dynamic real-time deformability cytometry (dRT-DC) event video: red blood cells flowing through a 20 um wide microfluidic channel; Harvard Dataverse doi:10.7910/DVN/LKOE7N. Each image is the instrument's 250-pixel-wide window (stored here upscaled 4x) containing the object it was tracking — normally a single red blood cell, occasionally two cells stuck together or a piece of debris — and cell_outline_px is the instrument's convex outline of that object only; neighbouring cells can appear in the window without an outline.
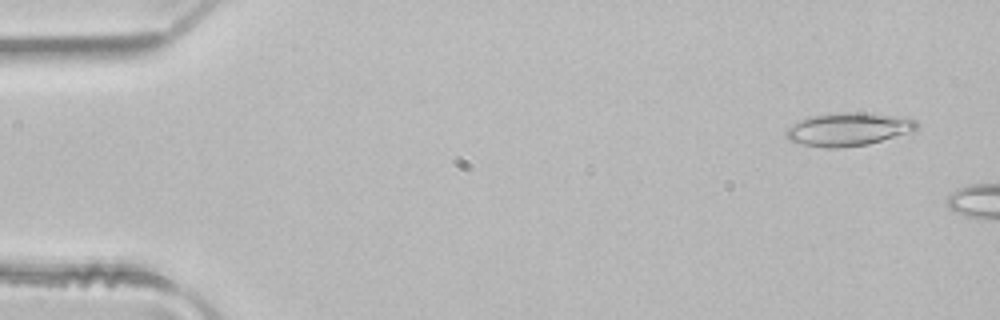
{"species": "common noctule bat (a hibernating species)", "species_latin": "Nyctalus noctula", "temperature_condition": "room temperature", "stored_images_in_passage": 2, "camera_frame_rate_fps": 3000, "um_per_image_px": 0.085, "animal": {"sex": "male", "body_mass_g": 21.5, "forearm_length_mm": 52.0}, "frame": {"image": 1, "passage_image": 1, "time_ms": 0.0, "image_size_px": [1000, 320], "cell_outline_px": [[920, 128], [912, 132], [868, 144], [840, 148], [828, 148], [804, 144], [788, 140], [784, 132], [792, 124], [808, 116], [836, 112], [864, 112], [892, 116], [916, 120], [920, 124]], "centroid_in_image_um": [72.11, 10.98], "position_along_channel_um": 12.9, "area_um2": 25.37}}